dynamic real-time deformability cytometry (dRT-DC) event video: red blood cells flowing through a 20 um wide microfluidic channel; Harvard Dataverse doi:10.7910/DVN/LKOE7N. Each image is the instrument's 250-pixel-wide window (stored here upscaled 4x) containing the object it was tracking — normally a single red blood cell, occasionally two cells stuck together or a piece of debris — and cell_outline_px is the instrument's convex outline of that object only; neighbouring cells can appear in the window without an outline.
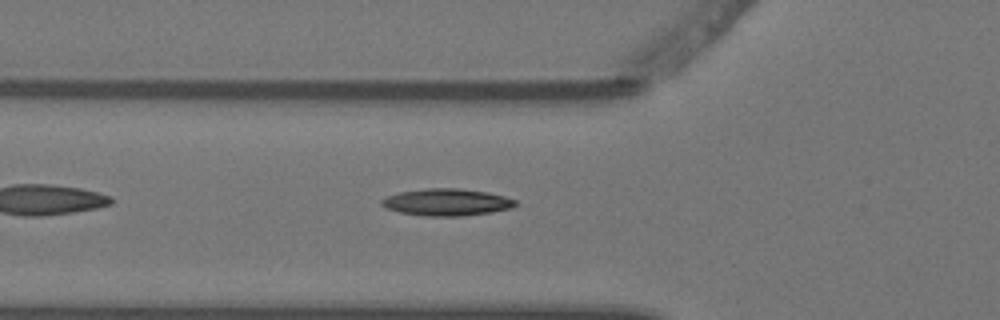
{"species": "Egyptian fruit bat (a non-hibernating species)", "species_latin": "Rousettus aegyptiacus", "temperature_condition": "warm", "stored_images_in_passage": 2, "camera_frame_rate_fps": 3000, "um_per_image_px": 0.085, "animal": {"sex": "female"}, "frame": {"image": 1, "passage_image": 2, "time_ms": 0.333, "image_size_px": [1000, 320], "cell_outline_px": [[516, 204], [512, 208], [492, 212], [464, 216], [424, 216], [400, 212], [388, 208], [380, 204], [380, 200], [388, 196], [400, 192], [428, 188], [460, 188], [488, 192], [504, 196], [516, 200]], "centroid_in_image_um": [38.0, 17.19], "position_along_channel_um": 87.8, "area_um2": 21.04}}